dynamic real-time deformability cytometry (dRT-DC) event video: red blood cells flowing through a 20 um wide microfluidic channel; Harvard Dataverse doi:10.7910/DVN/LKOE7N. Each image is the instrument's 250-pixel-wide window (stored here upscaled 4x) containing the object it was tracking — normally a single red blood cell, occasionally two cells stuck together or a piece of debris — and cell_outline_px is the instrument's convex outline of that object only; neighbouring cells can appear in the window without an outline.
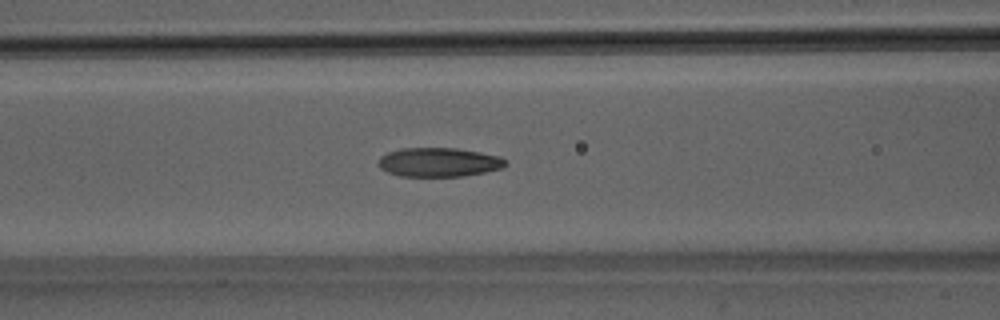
{"species": "Egyptian fruit bat (a non-hibernating species)", "species_latin": "Rousettus aegyptiacus", "temperature_condition": "room temperature", "stored_images_in_passage": 48, "camera_frame_rate_fps": 3000, "um_per_image_px": 0.085, "animal": {"sex": "male"}, "frame": {"image": 1, "passage_image": 19, "time_ms": 6.0, "image_size_px": [1000, 320], "cell_outline_px": [[508, 164], [504, 168], [464, 176], [400, 176], [388, 172], [380, 168], [376, 164], [380, 156], [388, 152], [400, 148], [456, 148], [480, 152], [500, 156], [508, 160]], "centroid_in_image_um": [37.32, 13.78], "position_along_channel_um": 129.3, "area_um2": 21.79}}
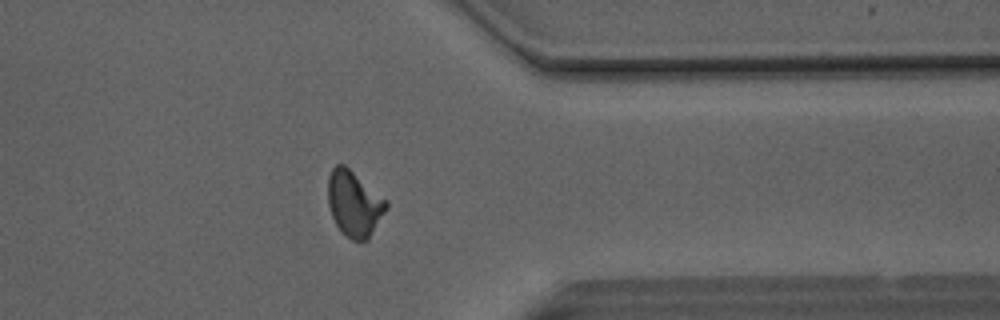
{"frame": {"image": 2, "passage_image": 38, "time_ms": 12.333, "image_size_px": [1000, 320], "cell_outline_px": [[388, 208], [368, 240], [352, 240], [336, 224], [332, 216], [328, 204], [328, 176], [332, 168], [336, 164], [344, 164], [388, 200]], "centroid_in_image_um": [30.12, 17.28], "position_along_channel_um": 381.3, "area_um2": 22.25}}
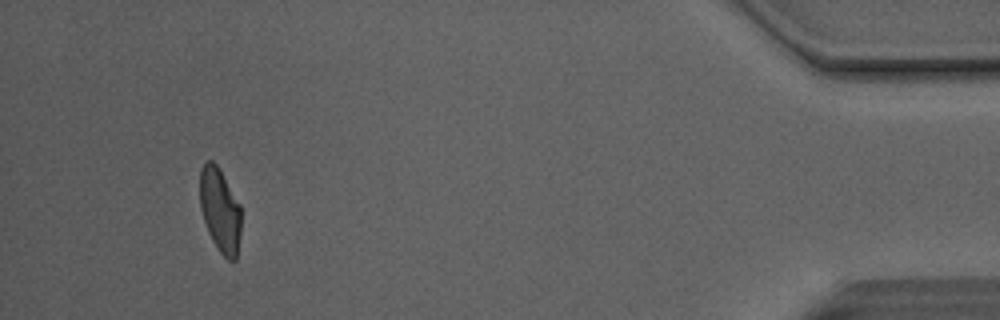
{"frame": {"image": 3, "passage_image": 45, "time_ms": 14.667, "image_size_px": [1000, 320], "cell_outline_px": [[240, 232], [236, 260], [228, 260], [216, 248], [208, 232], [200, 208], [200, 168], [208, 160], [212, 160], [216, 164], [240, 204]], "centroid_in_image_um": [18.69, 17.88], "position_along_channel_um": 416.5, "area_um2": 20.06}, "authors_computed_cell_mechanics": {"area_um2": 21.8195, "velocity_mm_per_s": 4.1169, "shape_relaxation_time_tau1_ms": null, "shape_relaxation_time_tau2_ms": 2.7993, "deformation_change_tau1": null, "deformation_change_tau2": 0.0953}}